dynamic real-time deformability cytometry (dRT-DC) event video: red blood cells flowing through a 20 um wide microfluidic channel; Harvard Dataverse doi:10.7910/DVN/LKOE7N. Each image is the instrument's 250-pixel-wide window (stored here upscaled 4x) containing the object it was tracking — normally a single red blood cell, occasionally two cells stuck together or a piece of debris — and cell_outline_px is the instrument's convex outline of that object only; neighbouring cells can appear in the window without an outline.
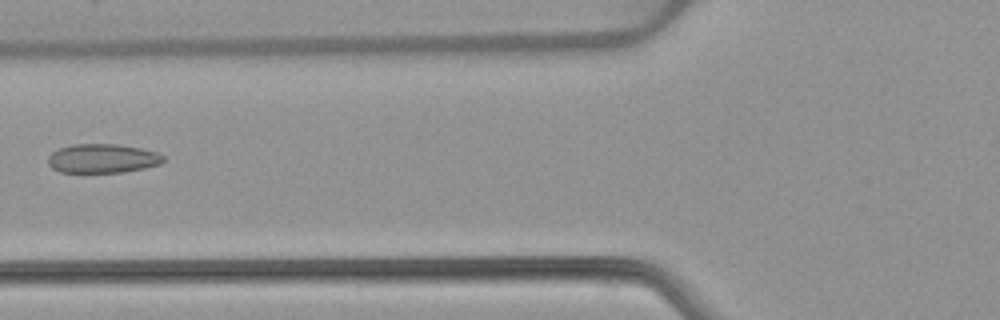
{"species": "common noctule bat (a hibernating species)", "species_latin": "Nyctalus noctula", "temperature_condition": "warm", "stored_images_in_passage": 6, "camera_frame_rate_fps": 3000, "um_per_image_px": 0.085, "animal": {"sex": "female", "body_mass_g": 22.7, "forearm_length_mm": 54.2}, "frame": {"image": 1, "passage_image": 6, "time_ms": 1.667, "image_size_px": [1000, 320], "cell_outline_px": [[164, 160], [160, 164], [144, 168], [124, 172], [60, 172], [52, 168], [48, 164], [48, 156], [52, 152], [60, 148], [72, 144], [120, 144], [140, 148], [156, 152], [164, 156]], "centroid_in_image_um": [8.7, 13.46], "position_along_channel_um": 117.1, "area_um2": 19.54}}